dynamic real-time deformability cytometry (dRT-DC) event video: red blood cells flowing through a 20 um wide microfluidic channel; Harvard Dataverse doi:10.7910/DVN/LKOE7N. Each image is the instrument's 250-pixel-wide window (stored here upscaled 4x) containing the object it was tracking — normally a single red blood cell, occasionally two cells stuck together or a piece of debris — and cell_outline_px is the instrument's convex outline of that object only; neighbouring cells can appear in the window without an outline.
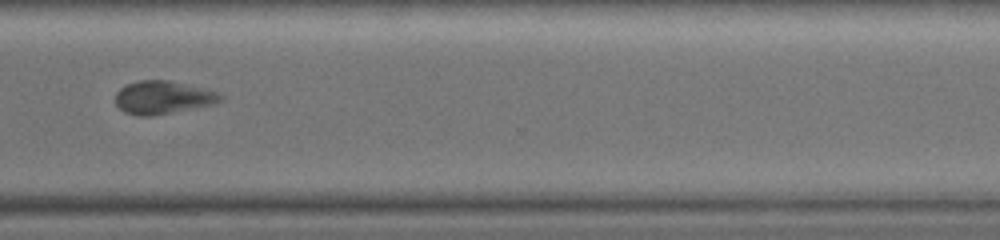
{"species": "common noctule bat (a hibernating species)", "species_latin": "Nyctalus noctula", "temperature_condition": "warm", "stored_images_in_passage": 30, "camera_frame_rate_fps": 3000, "um_per_image_px": 0.085, "animal": {"sex": "female", "body_mass_g": 19.0, "forearm_length_mm": 51.5}, "frame": {"image": 1, "passage_image": 22, "time_ms": 7.0, "image_size_px": [1000, 240], "cell_outline_px": [[224, 100], [216, 104], [152, 116], [136, 116], [124, 112], [116, 104], [116, 92], [120, 88], [128, 84], [140, 80], [172, 80], [216, 92], [224, 96]], "centroid_in_image_um": [13.86, 8.29], "position_along_channel_um": 356.7, "area_um2": 20.35}, "authors_computed_cell_mechanics": {"area_um2": 21.2126, "velocity_mm_per_s": 4.2859, "shape_relaxation_time_tau1_ms": null, "shape_relaxation_time_tau2_ms": 3.6594, "deformation_change_tau1": null, "deformation_change_tau2": 0.1138}}